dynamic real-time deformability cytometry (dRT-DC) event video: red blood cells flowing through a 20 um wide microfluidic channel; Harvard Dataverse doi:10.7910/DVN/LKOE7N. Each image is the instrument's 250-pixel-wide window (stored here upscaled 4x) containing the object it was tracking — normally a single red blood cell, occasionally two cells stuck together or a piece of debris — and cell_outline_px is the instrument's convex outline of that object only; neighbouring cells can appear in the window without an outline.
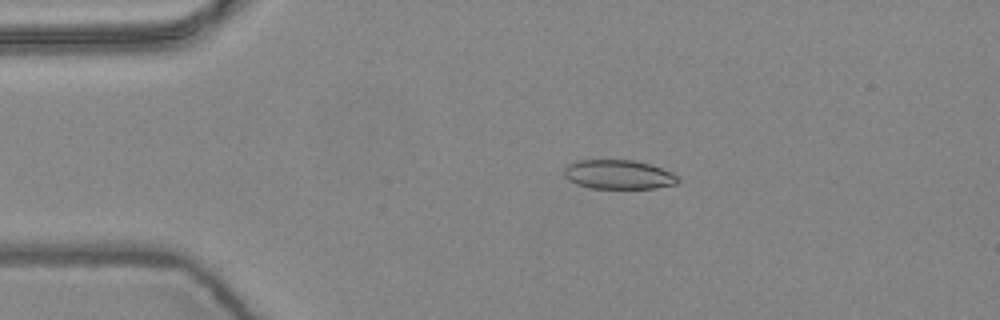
{"species": "common noctule bat (a hibernating species)", "species_latin": "Nyctalus noctula", "temperature_condition": "warm", "stored_images_in_passage": 4, "camera_frame_rate_fps": 3000, "um_per_image_px": 0.085, "animal": {"sex": "female", "body_mass_g": 24.6, "forearm_length_mm": 56.2}, "frame": {"image": 1, "passage_image": 3, "time_ms": 0.667, "image_size_px": [1000, 320], "cell_outline_px": [[680, 180], [676, 184], [656, 188], [592, 188], [576, 184], [568, 180], [564, 176], [564, 168], [568, 164], [576, 160], [636, 160], [652, 164], [672, 172], [680, 176]], "centroid_in_image_um": [52.6, 14.83], "position_along_channel_um": 32.4, "area_um2": 19.65}}